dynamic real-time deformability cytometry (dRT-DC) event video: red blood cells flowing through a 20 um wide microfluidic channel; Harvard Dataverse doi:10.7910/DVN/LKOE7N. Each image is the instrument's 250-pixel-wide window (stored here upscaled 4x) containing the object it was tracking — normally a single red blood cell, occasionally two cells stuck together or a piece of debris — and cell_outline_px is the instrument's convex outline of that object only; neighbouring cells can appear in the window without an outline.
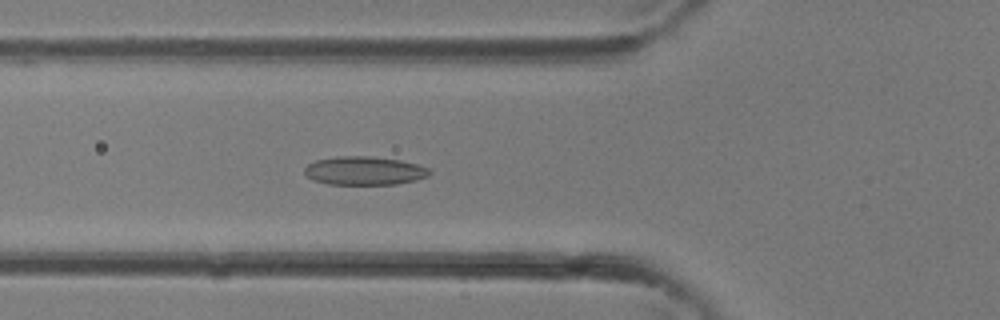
{"species": "common noctule bat (a hibernating species)", "species_latin": "Nyctalus noctula", "temperature_condition": "room temperature", "stored_images_in_passage": 37, "camera_frame_rate_fps": 3000, "um_per_image_px": 0.085, "animal": {"sex": "female"}, "frame": {"image": 1, "passage_image": 14, "time_ms": 4.333, "image_size_px": [1000, 320], "cell_outline_px": [[432, 172], [428, 176], [416, 180], [396, 184], [328, 184], [312, 180], [304, 172], [304, 168], [308, 164], [316, 160], [336, 156], [372, 156], [400, 160], [416, 164], [428, 168]], "centroid_in_image_um": [30.96, 14.51], "position_along_channel_um": 94.8, "area_um2": 20.81}}
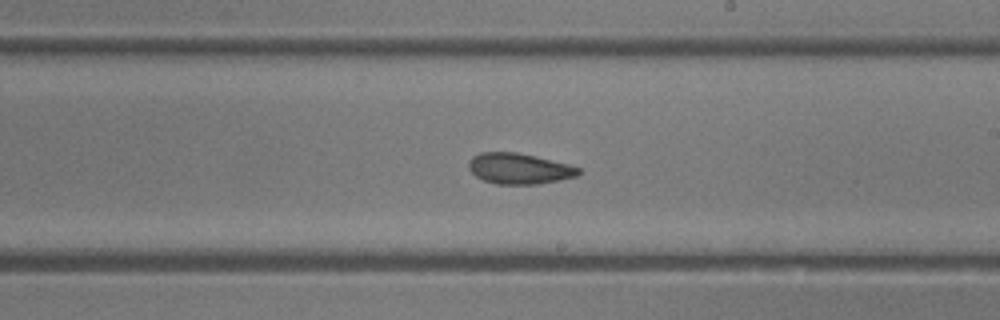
{"frame": {"image": 2, "passage_image": 22, "time_ms": 7.0, "image_size_px": [1000, 320], "cell_outline_px": [[580, 172], [576, 176], [560, 180], [536, 184], [496, 184], [484, 180], [476, 176], [468, 168], [468, 160], [472, 156], [480, 152], [516, 152], [568, 164], [580, 168]], "centroid_in_image_um": [44.09, 14.33], "position_along_channel_um": 244.9, "area_um2": 19.59}}
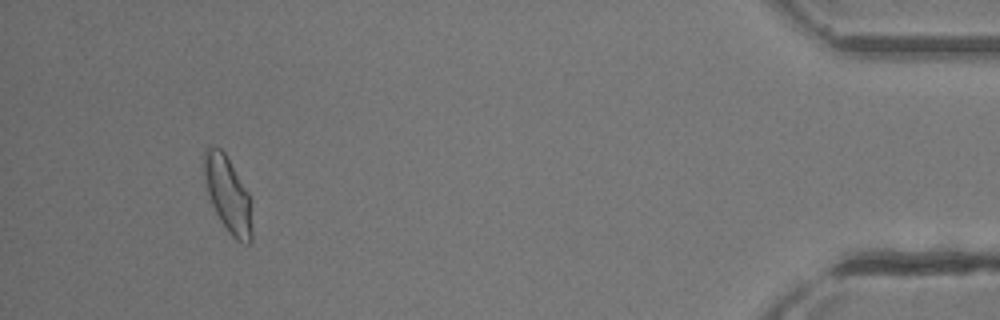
{"frame": {"image": 3, "passage_image": 35, "time_ms": 11.333, "image_size_px": [1000, 320], "cell_outline_px": [[252, 240], [248, 244], [244, 244], [236, 240], [228, 232], [220, 220], [212, 204], [208, 192], [204, 176], [204, 148], [208, 144], [220, 148], [224, 152], [248, 192], [252, 228]], "centroid_in_image_um": [19.36, 16.53], "position_along_channel_um": 415.8, "area_um2": 20.92}}